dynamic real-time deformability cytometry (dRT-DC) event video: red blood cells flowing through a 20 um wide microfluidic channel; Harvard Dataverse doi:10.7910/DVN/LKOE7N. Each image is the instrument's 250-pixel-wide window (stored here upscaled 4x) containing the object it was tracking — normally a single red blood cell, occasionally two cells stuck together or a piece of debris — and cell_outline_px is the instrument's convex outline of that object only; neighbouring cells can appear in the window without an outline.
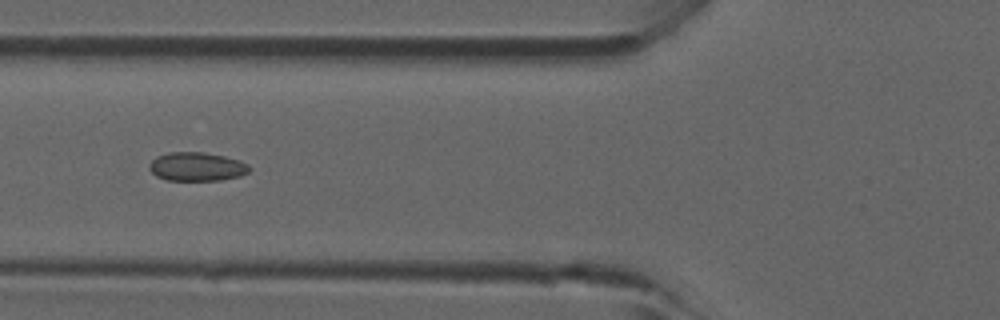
{"species": "common noctule bat (a hibernating species)", "species_latin": "Nyctalus noctula", "temperature_condition": "room temperature", "stored_images_in_passage": 34, "camera_frame_rate_fps": 3000, "um_per_image_px": 0.085, "animal": {"sex": "male", "forearm_length_mm": 52.5}, "frame": {"image": 1, "passage_image": 6, "time_ms": 1.667, "image_size_px": [1000, 320], "cell_outline_px": [[252, 168], [248, 172], [240, 176], [220, 180], [168, 180], [156, 176], [148, 168], [148, 164], [156, 156], [168, 152], [204, 152], [224, 156], [240, 160], [248, 164]], "centroid_in_image_um": [16.73, 14.16], "position_along_channel_um": 109.1, "area_um2": 16.88}}